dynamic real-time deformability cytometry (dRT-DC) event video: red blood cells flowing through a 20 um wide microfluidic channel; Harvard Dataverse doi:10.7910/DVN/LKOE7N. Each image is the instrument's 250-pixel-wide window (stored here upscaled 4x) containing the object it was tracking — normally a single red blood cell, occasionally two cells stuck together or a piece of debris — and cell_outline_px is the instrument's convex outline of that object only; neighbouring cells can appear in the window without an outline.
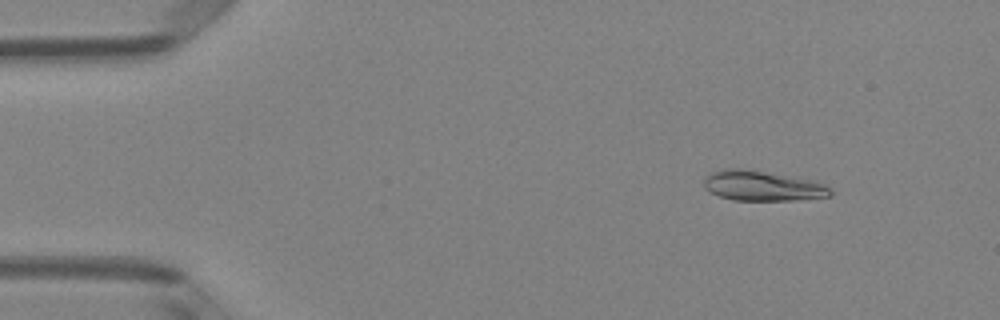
{"species": "Egyptian fruit bat (a non-hibernating species)", "species_latin": "Rousettus aegyptiacus", "temperature_condition": "room temperature", "stored_images_in_passage": 49, "camera_frame_rate_fps": 3000, "um_per_image_px": 0.085, "animal": {"sex": "female"}, "frame": {"image": 1, "passage_image": 5, "time_ms": 1.333, "image_size_px": [1000, 320], "cell_outline_px": [[832, 196], [792, 200], [732, 200], [708, 192], [704, 188], [704, 176], [712, 172], [728, 168], [744, 168], [796, 176], [816, 180], [832, 188]], "centroid_in_image_um": [64.83, 15.78], "position_along_channel_um": 20.2, "area_um2": 22.66}}
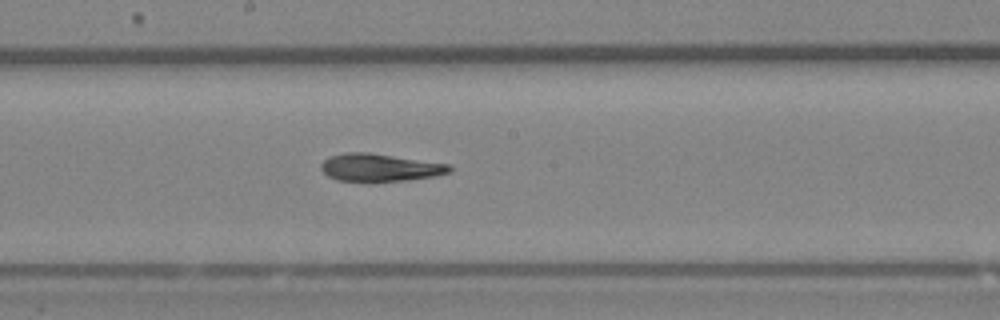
{"frame": {"image": 2, "passage_image": 26, "time_ms": 8.333, "image_size_px": [1000, 320], "cell_outline_px": [[452, 172], [436, 176], [404, 180], [368, 184], [336, 180], [328, 176], [320, 168], [320, 164], [324, 160], [332, 156], [344, 152], [368, 152], [448, 164], [452, 168]], "centroid_in_image_um": [32.25, 14.28], "position_along_channel_um": 216.0, "area_um2": 21.27}}
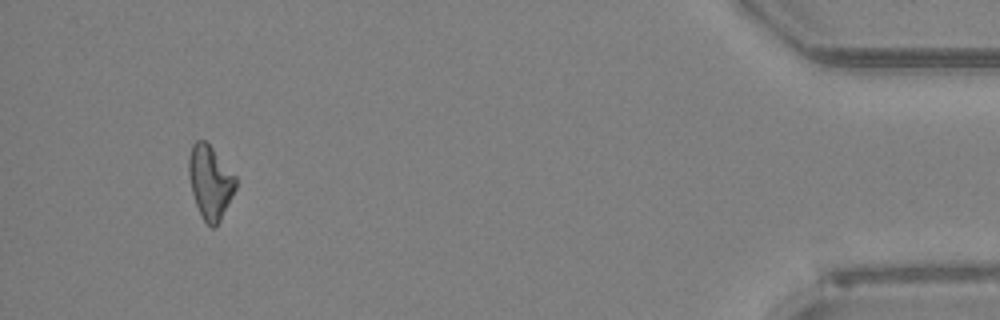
{"frame": {"image": 3, "passage_image": 46, "time_ms": 15.0, "image_size_px": [1000, 320], "cell_outline_px": [[236, 188], [216, 228], [212, 228], [204, 220], [196, 204], [192, 192], [188, 176], [188, 156], [192, 144], [196, 140], [204, 140], [212, 148], [236, 176]], "centroid_in_image_um": [17.85, 15.47], "position_along_channel_um": 417.4, "area_um2": 19.94}, "authors_computed_cell_mechanics": {"area_um2": 21.2126, "velocity_mm_per_s": 4.0541, "shape_relaxation_time_tau1_ms": 3.337, "shape_relaxation_time_tau2_ms": 3.1956, "deformation_change_tau1": 0.1419, "deformation_change_tau2": 0.1181}}